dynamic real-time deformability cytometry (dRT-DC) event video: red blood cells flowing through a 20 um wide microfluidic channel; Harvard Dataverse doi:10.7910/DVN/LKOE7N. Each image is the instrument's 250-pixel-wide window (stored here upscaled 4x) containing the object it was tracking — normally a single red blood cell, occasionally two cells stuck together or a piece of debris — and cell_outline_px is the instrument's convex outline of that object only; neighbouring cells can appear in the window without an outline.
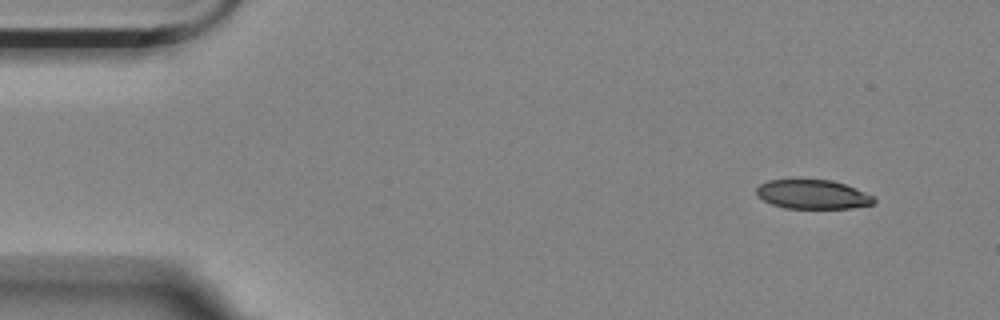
{"species": "Egyptian fruit bat (a non-hibernating species)", "species_latin": "Rousettus aegyptiacus", "temperature_condition": "room temperature", "stored_images_in_passage": 4, "camera_frame_rate_fps": 3000, "um_per_image_px": 0.085, "animal": {"sex": "female"}, "frame": {"image": 1, "passage_image": 1, "time_ms": 0.0, "image_size_px": [1000, 320], "cell_outline_px": [[876, 204], [852, 208], [784, 208], [772, 204], [756, 196], [756, 188], [760, 184], [768, 180], [800, 176], [832, 180], [856, 188], [876, 196]], "centroid_in_image_um": [69.07, 16.47], "position_along_channel_um": 15.9, "area_um2": 21.04}}
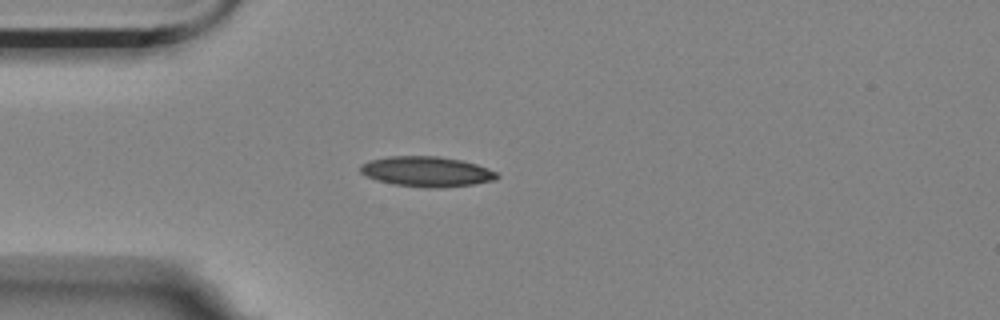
{"frame": {"image": 2, "passage_image": 4, "time_ms": 1.0, "image_size_px": [1000, 320], "cell_outline_px": [[500, 176], [496, 180], [472, 184], [440, 188], [424, 188], [396, 184], [380, 180], [368, 176], [360, 172], [360, 164], [368, 160], [388, 156], [436, 156], [460, 160], [476, 164], [488, 168], [496, 172]], "centroid_in_image_um": [36.28, 14.58], "position_along_channel_um": 48.7, "area_um2": 23.93}}